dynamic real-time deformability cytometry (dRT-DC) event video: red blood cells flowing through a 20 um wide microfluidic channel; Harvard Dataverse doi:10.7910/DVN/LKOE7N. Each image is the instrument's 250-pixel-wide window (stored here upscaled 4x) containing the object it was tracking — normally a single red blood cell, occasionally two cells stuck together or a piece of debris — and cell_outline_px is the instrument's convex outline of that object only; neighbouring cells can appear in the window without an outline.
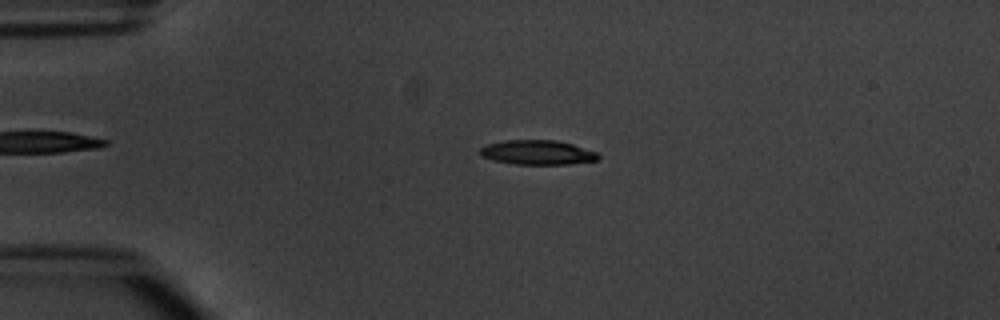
{"species": "common noctule bat (a hibernating species)", "species_latin": "Nyctalus noctula", "temperature_condition": "warm", "stored_images_in_passage": 3, "camera_frame_rate_fps": 3000, "um_per_image_px": 0.085, "animal": {"sex": "male", "body_mass_g": 20.1, "forearm_length_mm": 53.5}, "frame": {"image": 1, "passage_image": 2, "time_ms": 2.0, "image_size_px": [1000, 320], "cell_outline_px": [[600, 160], [572, 164], [512, 164], [492, 160], [480, 156], [480, 148], [488, 144], [504, 140], [556, 140], [572, 144], [596, 152], [600, 156]], "centroid_in_image_um": [45.68, 12.96], "position_along_channel_um": 39.3, "area_um2": 16.99}}